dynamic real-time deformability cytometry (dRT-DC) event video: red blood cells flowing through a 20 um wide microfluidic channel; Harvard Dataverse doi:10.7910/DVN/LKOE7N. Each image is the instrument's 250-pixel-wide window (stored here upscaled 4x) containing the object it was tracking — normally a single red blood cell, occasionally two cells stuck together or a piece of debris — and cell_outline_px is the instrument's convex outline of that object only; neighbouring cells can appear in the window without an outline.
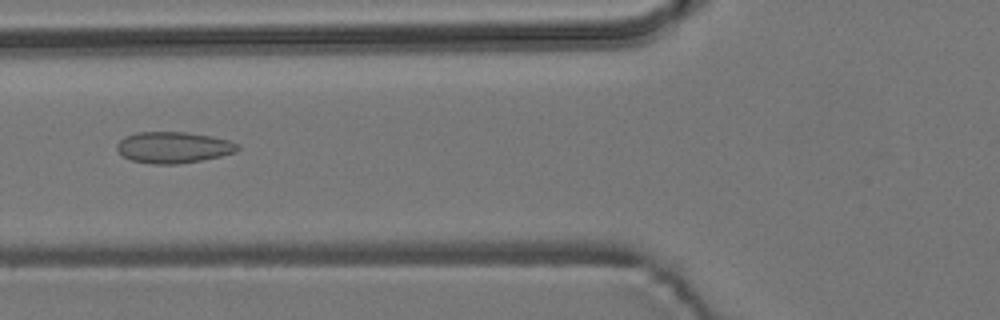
{"species": "common noctule bat (a hibernating species)", "species_latin": "Nyctalus noctula", "temperature_condition": "room temperature", "stored_images_in_passage": 55, "camera_frame_rate_fps": 3000, "um_per_image_px": 0.085, "animal": {"sex": "male", "body_mass_g": 19.2, "forearm_length_mm": 51.8}, "frame": {"image": 1, "passage_image": 21, "time_ms": 6.667, "image_size_px": [1000, 320], "cell_outline_px": [[240, 148], [236, 152], [220, 156], [200, 160], [176, 164], [152, 164], [132, 160], [124, 156], [116, 148], [116, 144], [124, 136], [136, 132], [184, 132], [212, 136], [228, 140], [240, 144]], "centroid_in_image_um": [14.74, 12.52], "position_along_channel_um": 111.1, "area_um2": 21.96}}
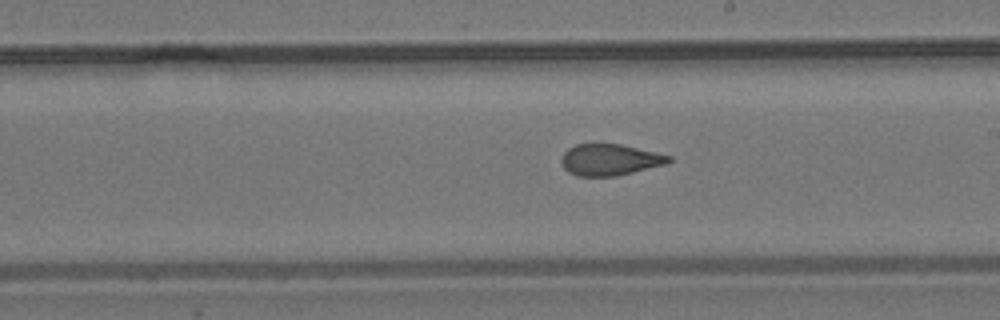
{"frame": {"image": 2, "passage_image": 31, "time_ms": 10.0, "image_size_px": [1000, 320], "cell_outline_px": [[672, 160], [664, 164], [616, 176], [576, 176], [568, 172], [564, 168], [560, 160], [564, 152], [568, 148], [576, 144], [620, 144], [672, 156]], "centroid_in_image_um": [51.79, 13.58], "position_along_channel_um": 237.2, "area_um2": 19.48}}
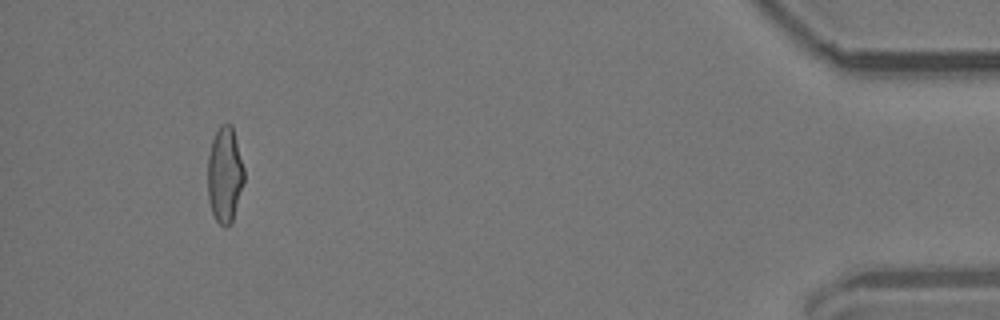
{"frame": {"image": 3, "passage_image": 51, "time_ms": 16.667, "image_size_px": [1000, 320], "cell_outline_px": [[244, 180], [232, 220], [224, 228], [216, 220], [212, 212], [208, 196], [208, 156], [212, 140], [220, 124], [232, 124], [244, 168]], "centroid_in_image_um": [19.1, 14.82], "position_along_channel_um": 416.1, "area_um2": 20.06}, "authors_computed_cell_mechanics": {"area_um2": 20.6924, "velocity_mm_per_s": 3.7714, "shape_relaxation_time_tau1_ms": null, "shape_relaxation_time_tau2_ms": 1.5005, "deformation_change_tau1": null, "deformation_change_tau2": 0.095}}